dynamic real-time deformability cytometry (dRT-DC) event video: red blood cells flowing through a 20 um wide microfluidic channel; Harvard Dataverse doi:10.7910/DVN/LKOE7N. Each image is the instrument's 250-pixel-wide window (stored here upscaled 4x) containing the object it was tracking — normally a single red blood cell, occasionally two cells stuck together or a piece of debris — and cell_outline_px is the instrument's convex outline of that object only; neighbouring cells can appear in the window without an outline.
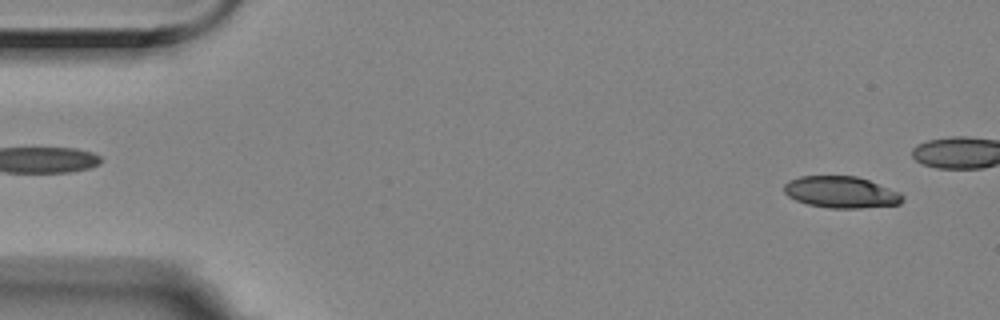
{"species": "Egyptian fruit bat (a non-hibernating species)", "species_latin": "Rousettus aegyptiacus", "temperature_condition": "room temperature", "stored_images_in_passage": 46, "camera_frame_rate_fps": 3000, "um_per_image_px": 0.085, "animal": {"sex": "female"}, "frame": {"image": 1, "passage_image": 3, "time_ms": 0.667, "image_size_px": [1000, 320], "cell_outline_px": [[904, 200], [900, 204], [860, 208], [828, 208], [808, 204], [796, 200], [788, 196], [784, 192], [784, 184], [788, 180], [800, 176], [856, 176], [868, 180], [900, 192], [904, 196]], "centroid_in_image_um": [71.49, 16.33], "position_along_channel_um": 13.5, "area_um2": 21.85}}
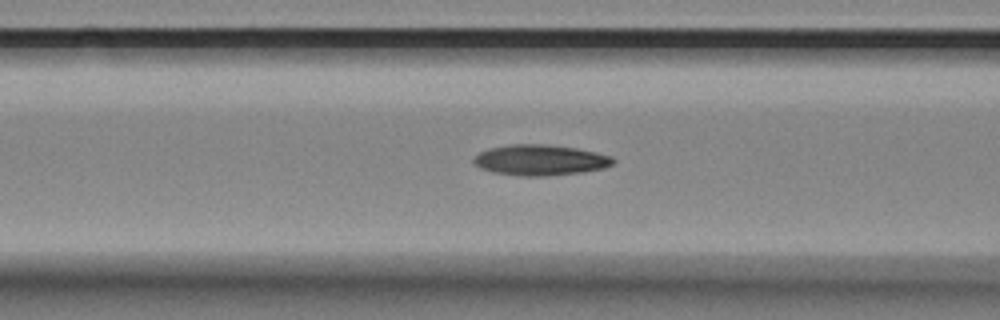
{"frame": {"image": 2, "passage_image": 21, "time_ms": 6.667, "image_size_px": [1000, 320], "cell_outline_px": [[616, 160], [612, 164], [604, 168], [584, 172], [540, 176], [520, 176], [492, 172], [480, 168], [472, 160], [480, 152], [488, 148], [508, 144], [544, 144], [576, 148], [596, 152], [612, 156]], "centroid_in_image_um": [45.92, 13.6], "position_along_channel_um": 120.7, "area_um2": 24.97}}
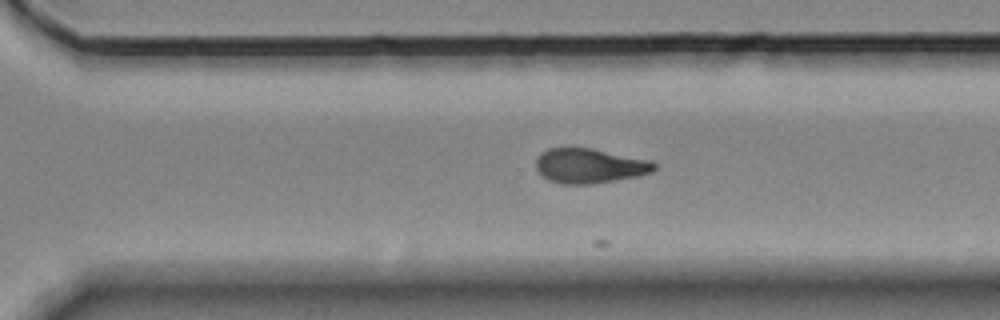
{"frame": {"image": 3, "passage_image": 38, "time_ms": 12.333, "image_size_px": [1000, 320], "cell_outline_px": [[656, 168], [652, 172], [640, 176], [592, 184], [560, 184], [548, 180], [536, 168], [536, 160], [540, 152], [548, 148], [592, 148], [652, 160], [656, 164]], "centroid_in_image_um": [50.14, 14.09], "position_along_channel_um": 320.5, "area_um2": 24.16}}